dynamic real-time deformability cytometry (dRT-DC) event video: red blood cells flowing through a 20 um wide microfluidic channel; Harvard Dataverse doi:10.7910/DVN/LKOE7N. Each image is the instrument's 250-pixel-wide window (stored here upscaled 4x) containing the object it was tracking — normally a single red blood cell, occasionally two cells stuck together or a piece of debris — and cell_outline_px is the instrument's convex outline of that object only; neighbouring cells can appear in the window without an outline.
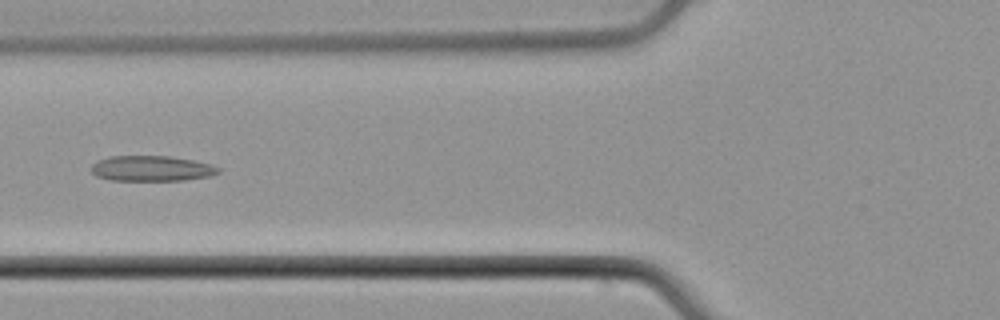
{"species": "common noctule bat (a hibernating species)", "species_latin": "Nyctalus noctula", "temperature_condition": "cold", "stored_images_in_passage": 53, "camera_frame_rate_fps": 3000, "um_per_image_px": 0.085, "animal": {"sex": "male", "body_mass_g": 21.5, "forearm_length_mm": 52.0}, "frame": {"image": 1, "passage_image": 21, "time_ms": 6.667, "image_size_px": [1000, 320], "cell_outline_px": [[220, 172], [212, 176], [184, 180], [112, 180], [96, 176], [92, 172], [92, 164], [96, 160], [112, 156], [168, 156], [192, 160], [212, 164], [220, 168]], "centroid_in_image_um": [12.91, 14.32], "position_along_channel_um": 112.9, "area_um2": 18.84}}
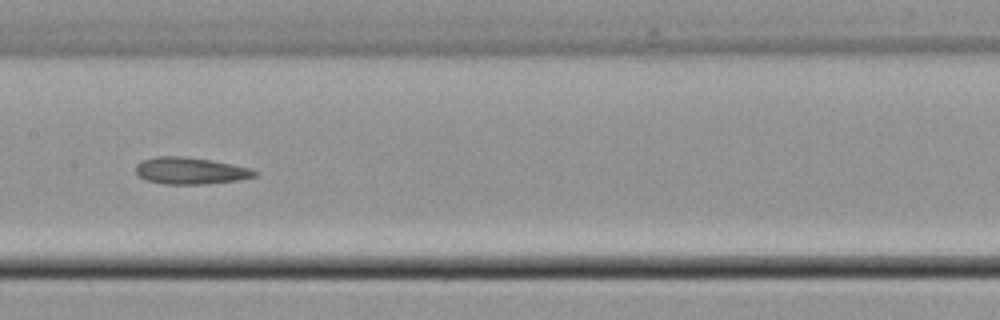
{"frame": {"image": 2, "passage_image": 27, "time_ms": 8.667, "image_size_px": [1000, 320], "cell_outline_px": [[256, 176], [240, 180], [204, 184], [164, 184], [148, 180], [140, 176], [136, 172], [136, 164], [140, 160], [156, 156], [184, 156], [232, 164], [248, 168], [256, 172]], "centroid_in_image_um": [16.15, 14.51], "position_along_channel_um": 191.3, "area_um2": 18.44}}
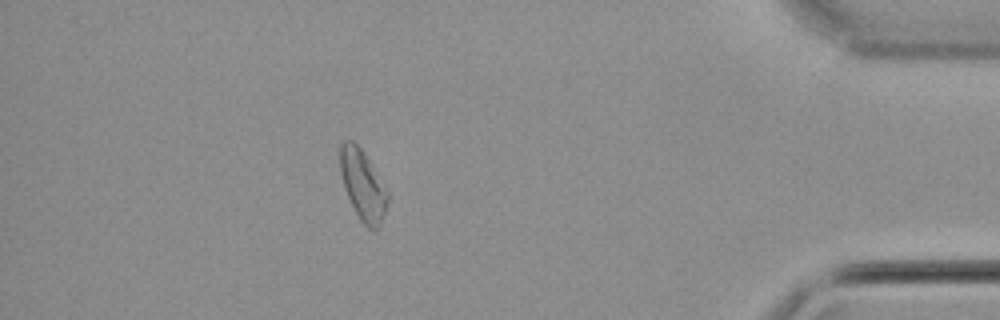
{"frame": {"image": 3, "passage_image": 47, "time_ms": 15.333, "image_size_px": [1000, 320], "cell_outline_px": [[388, 200], [380, 224], [376, 228], [368, 228], [360, 220], [344, 188], [340, 172], [340, 144], [344, 140], [352, 140], [360, 148], [368, 160], [388, 192]], "centroid_in_image_um": [30.81, 15.71], "position_along_channel_um": 404.4, "area_um2": 18.84}, "authors_computed_cell_mechanics": {"area_um2": 19.074, "velocity_mm_per_s": 3.9083, "shape_relaxation_time_tau1_ms": 10.5608, "shape_relaxation_time_tau2_ms": 2.8253, "deformation_change_tau1": 0.1302, "deformation_change_tau2": 0.1018}}